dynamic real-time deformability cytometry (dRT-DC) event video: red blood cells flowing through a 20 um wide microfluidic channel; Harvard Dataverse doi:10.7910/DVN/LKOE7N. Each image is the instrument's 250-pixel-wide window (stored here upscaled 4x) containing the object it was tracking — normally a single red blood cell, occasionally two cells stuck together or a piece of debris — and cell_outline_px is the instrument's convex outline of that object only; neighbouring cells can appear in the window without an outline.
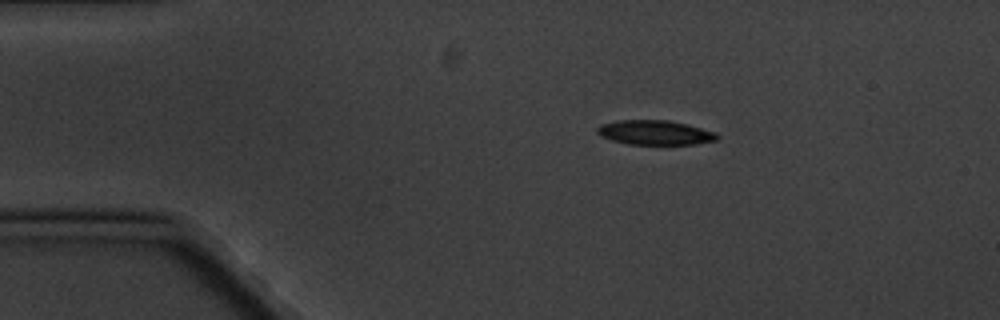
{"species": "common noctule bat (a hibernating species)", "species_latin": "Nyctalus noctula", "temperature_condition": "cold", "stored_images_in_passage": 5, "camera_frame_rate_fps": 3000, "um_per_image_px": 0.085, "animal": {"sex": "male", "body_mass_g": 20.1, "forearm_length_mm": 53.5}, "frame": {"image": 1, "passage_image": 2, "time_ms": 1.333, "image_size_px": [1000, 320], "cell_outline_px": [[720, 136], [716, 140], [696, 144], [628, 144], [612, 140], [600, 136], [596, 132], [596, 128], [600, 124], [616, 120], [668, 120], [716, 132]], "centroid_in_image_um": [55.63, 11.26], "position_along_channel_um": 29.4, "area_um2": 17.11}}
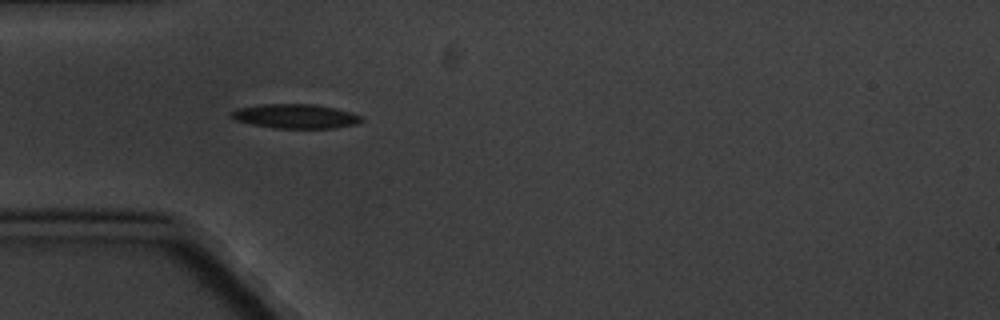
{"frame": {"image": 2, "passage_image": 4, "time_ms": 3.667, "image_size_px": [1000, 320], "cell_outline_px": [[364, 120], [356, 124], [332, 128], [276, 128], [252, 124], [236, 120], [228, 112], [236, 108], [260, 104], [316, 104], [336, 108], [352, 112], [364, 116]], "centroid_in_image_um": [25.14, 9.87], "position_along_channel_um": 59.9, "area_um2": 18.61}}